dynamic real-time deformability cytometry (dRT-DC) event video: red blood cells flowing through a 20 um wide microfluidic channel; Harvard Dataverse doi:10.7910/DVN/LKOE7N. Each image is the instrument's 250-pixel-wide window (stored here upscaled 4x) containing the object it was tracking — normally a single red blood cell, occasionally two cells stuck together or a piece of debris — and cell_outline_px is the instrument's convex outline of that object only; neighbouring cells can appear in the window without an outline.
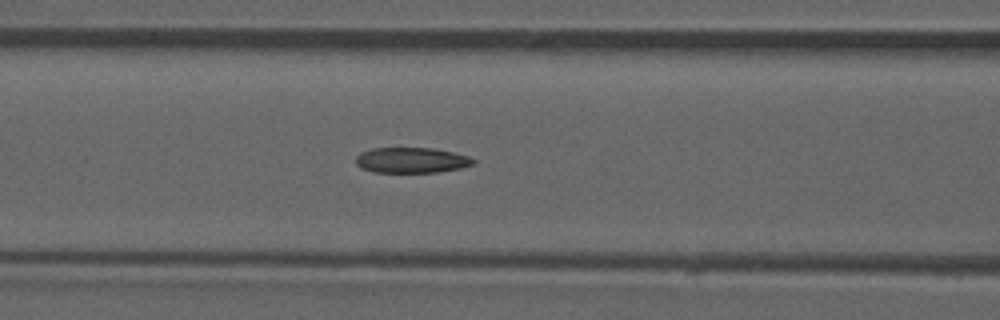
{"species": "common noctule bat (a hibernating species)", "species_latin": "Nyctalus noctula", "temperature_condition": "room temperature", "stored_images_in_passage": 38, "camera_frame_rate_fps": 3000, "um_per_image_px": 0.085, "animal": {"sex": "male", "forearm_length_mm": 52.5}, "frame": {"image": 1, "passage_image": 6, "time_ms": 1.667, "image_size_px": [1000, 320], "cell_outline_px": [[476, 164], [460, 168], [436, 172], [372, 172], [360, 168], [356, 164], [356, 156], [360, 152], [372, 148], [432, 148], [452, 152], [468, 156], [476, 160]], "centroid_in_image_um": [34.96, 13.62], "position_along_channel_um": 131.6, "area_um2": 17.51}, "authors_computed_cell_mechanics": {"area_um2": 17.7446, "velocity_mm_per_s": 3.9209, "shape_relaxation_time_tau1_ms": null, "shape_relaxation_time_tau2_ms": 3.2983, "deformation_change_tau1": null, "deformation_change_tau2": 0.091}}